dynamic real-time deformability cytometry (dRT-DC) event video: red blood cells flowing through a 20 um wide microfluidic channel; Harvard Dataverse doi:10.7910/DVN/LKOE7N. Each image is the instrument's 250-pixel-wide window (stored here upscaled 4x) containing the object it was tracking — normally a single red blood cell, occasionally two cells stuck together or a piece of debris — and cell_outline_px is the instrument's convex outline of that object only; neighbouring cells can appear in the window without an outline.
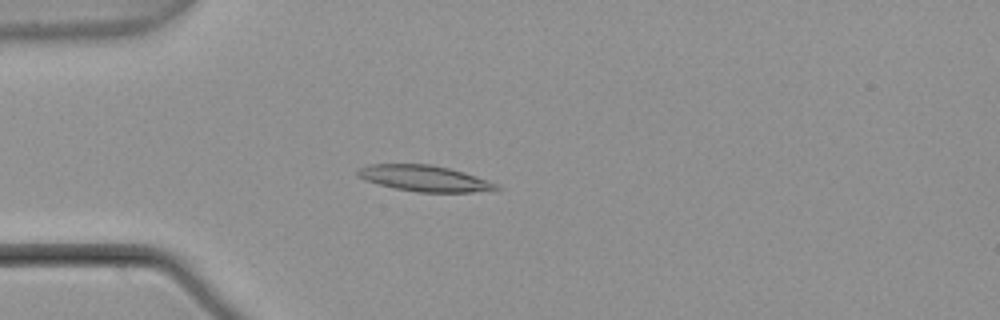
{"species": "common noctule bat (a hibernating species)", "species_latin": "Nyctalus noctula", "temperature_condition": "warm", "stored_images_in_passage": 55, "camera_frame_rate_fps": 3000, "um_per_image_px": 0.085, "animal": {"sex": "male", "body_mass_g": 21.5, "forearm_length_mm": 52.0}, "frame": {"image": 1, "passage_image": 16, "time_ms": 5.0, "image_size_px": [1000, 320], "cell_outline_px": [[500, 188], [472, 192], [416, 192], [392, 188], [364, 180], [356, 176], [356, 168], [368, 164], [432, 164], [464, 172], [488, 180], [496, 184]], "centroid_in_image_um": [35.97, 15.15], "position_along_channel_um": 49.0, "area_um2": 21.1}}
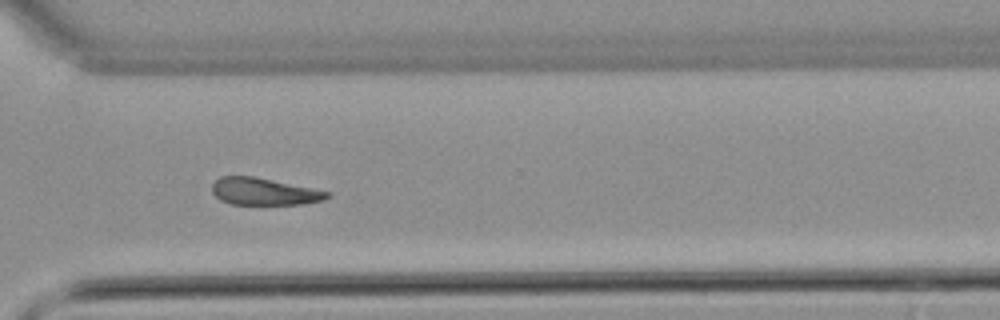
{"frame": {"image": 2, "passage_image": 41, "time_ms": 13.333, "image_size_px": [1000, 320], "cell_outline_px": [[332, 196], [324, 200], [300, 204], [232, 204], [220, 200], [212, 192], [212, 184], [220, 176], [252, 176], [332, 192]], "centroid_in_image_um": [22.46, 16.28], "position_along_channel_um": 348.1, "area_um2": 18.09}}
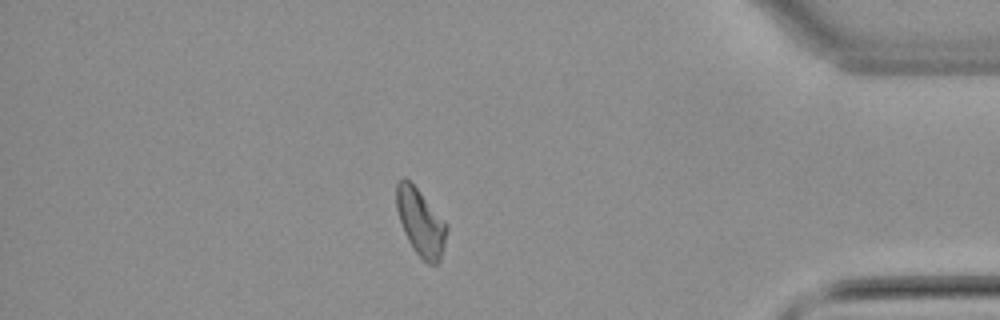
{"frame": {"image": 3, "passage_image": 48, "time_ms": 15.667, "image_size_px": [1000, 320], "cell_outline_px": [[448, 228], [444, 248], [440, 260], [436, 264], [428, 264], [412, 248], [404, 232], [396, 208], [396, 184], [404, 176], [416, 188], [448, 224]], "centroid_in_image_um": [35.76, 18.91], "position_along_channel_um": 399.4, "area_um2": 19.42}}